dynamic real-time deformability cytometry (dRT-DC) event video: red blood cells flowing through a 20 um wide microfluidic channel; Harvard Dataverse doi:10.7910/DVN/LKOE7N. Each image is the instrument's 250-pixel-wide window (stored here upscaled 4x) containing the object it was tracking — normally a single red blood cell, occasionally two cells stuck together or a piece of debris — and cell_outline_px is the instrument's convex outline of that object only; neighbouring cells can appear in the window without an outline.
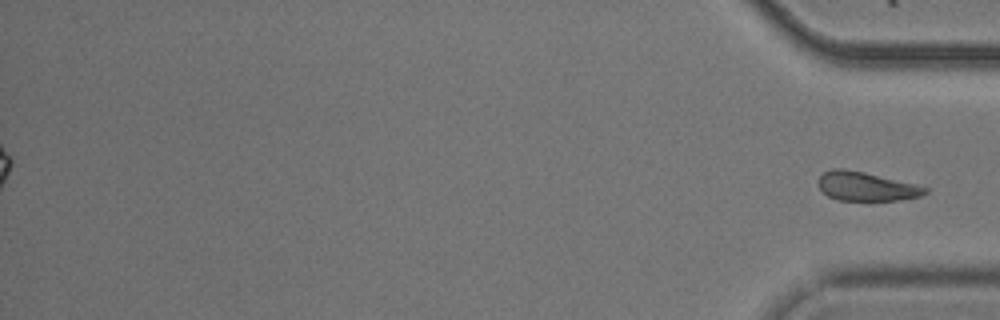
{"species": "common noctule bat (a hibernating species)", "species_latin": "Nyctalus noctula", "temperature_condition": "cold", "stored_images_in_passage": 54, "segment_of_instrument_passage": [2, 2], "camera_frame_rate_fps": 3000, "um_per_image_px": 0.085, "animal": {"sex": "male", "body_mass_g": 20.5, "forearm_length_mm": 52.5}, "frame": {"image": 1, "passage_image": 54, "time_ms": 17.667, "image_size_px": [1000, 320], "cell_outline_px": [[928, 192], [920, 196], [896, 200], [836, 200], [828, 196], [816, 184], [816, 180], [824, 172], [836, 168], [844, 168], [864, 172], [928, 188]], "centroid_in_image_um": [73.55, 15.84], "position_along_channel_um": 361.7, "area_um2": 17.74}}